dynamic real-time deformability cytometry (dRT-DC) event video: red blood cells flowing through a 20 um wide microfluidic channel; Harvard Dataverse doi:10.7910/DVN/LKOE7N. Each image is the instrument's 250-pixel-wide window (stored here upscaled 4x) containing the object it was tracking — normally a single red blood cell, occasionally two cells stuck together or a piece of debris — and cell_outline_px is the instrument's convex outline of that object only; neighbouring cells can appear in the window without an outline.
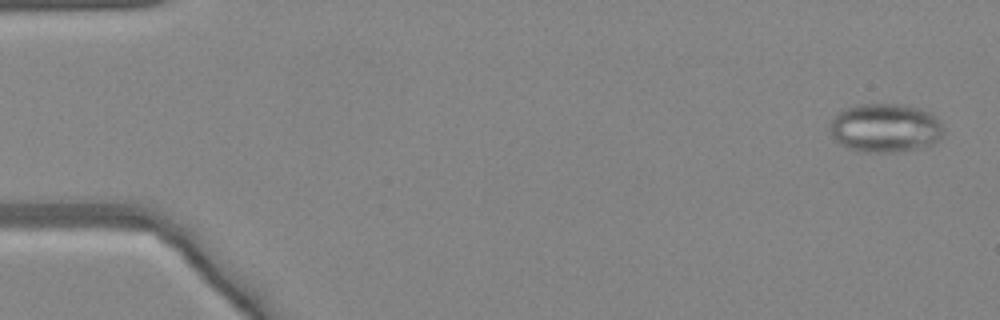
{"species": "common noctule bat (a hibernating species)", "species_latin": "Nyctalus noctula", "temperature_condition": "warm", "stored_images_in_passage": 48, "camera_frame_rate_fps": 3000, "um_per_image_px": 0.085, "animal": {"sex": "female", "body_mass_g": 24.6, "forearm_length_mm": 56.2}, "frame": {"image": 1, "passage_image": 2, "time_ms": 0.333, "image_size_px": [1000, 320], "cell_outline_px": [[944, 132], [932, 144], [920, 148], [896, 152], [864, 152], [848, 148], [840, 144], [832, 136], [828, 128], [832, 116], [844, 108], [856, 104], [904, 104], [920, 108], [932, 112], [936, 116], [944, 128]], "centroid_in_image_um": [75.22, 10.86], "position_along_channel_um": 9.8, "area_um2": 32.83}}
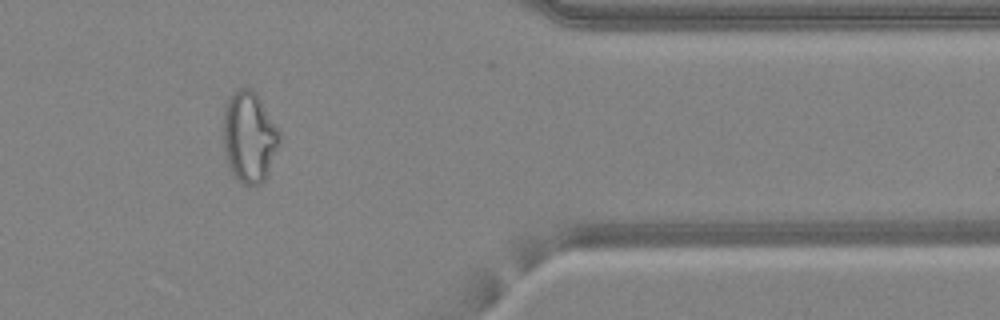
{"frame": {"image": 2, "passage_image": 40, "time_ms": 13.0, "image_size_px": [1000, 320], "cell_outline_px": [[280, 144], [268, 172], [264, 180], [260, 184], [244, 184], [228, 168], [224, 148], [224, 104], [228, 96], [236, 88], [252, 88], [256, 92], [280, 132]], "centroid_in_image_um": [21.18, 11.59], "position_along_channel_um": 390.2, "area_um2": 29.82}}
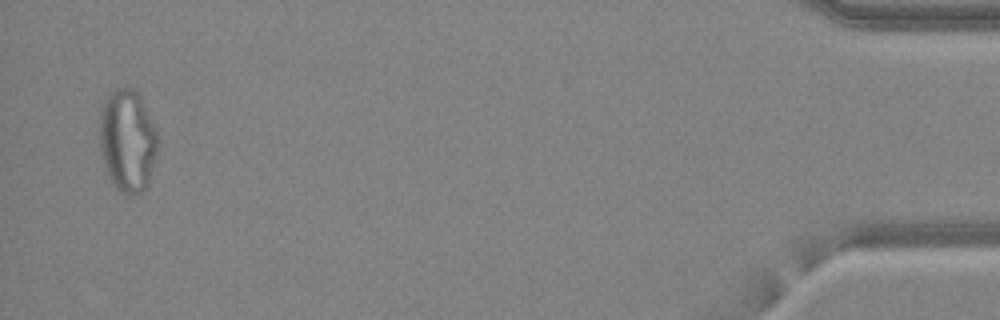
{"frame": {"image": 3, "passage_image": 47, "time_ms": 15.333, "image_size_px": [1000, 320], "cell_outline_px": [[156, 152], [148, 184], [140, 192], [132, 196], [128, 196], [120, 192], [116, 188], [108, 176], [104, 164], [100, 148], [100, 108], [108, 96], [116, 88], [128, 84], [140, 96], [156, 132]], "centroid_in_image_um": [10.8, 11.95], "position_along_channel_um": 424.4, "area_um2": 34.45}}